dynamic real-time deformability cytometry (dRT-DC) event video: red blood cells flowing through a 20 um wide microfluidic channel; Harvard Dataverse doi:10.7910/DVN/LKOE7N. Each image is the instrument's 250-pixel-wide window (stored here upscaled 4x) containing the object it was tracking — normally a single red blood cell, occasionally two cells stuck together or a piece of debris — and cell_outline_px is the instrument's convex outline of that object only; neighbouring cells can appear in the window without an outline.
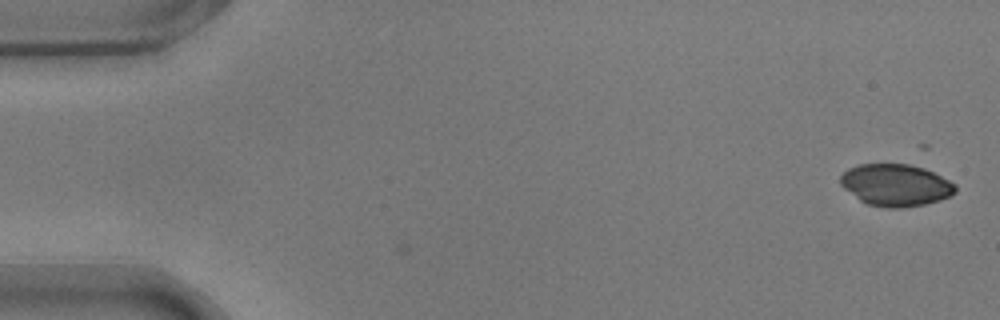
{"species": "common noctule bat (a hibernating species)", "species_latin": "Nyctalus noctula", "temperature_condition": "warm", "stored_images_in_passage": 2, "camera_frame_rate_fps": 3000, "um_per_image_px": 0.085, "animal": {"sex": "male", "body_mass_g": 17.9}, "frame": {"image": 1, "passage_image": 2, "time_ms": 0.333, "image_size_px": [1000, 320], "cell_outline_px": [[956, 192], [940, 200], [924, 204], [900, 208], [888, 208], [868, 204], [860, 200], [844, 188], [840, 184], [840, 176], [848, 168], [860, 164], [908, 164], [924, 168], [956, 184]], "centroid_in_image_um": [76.12, 15.73], "position_along_channel_um": 8.9, "area_um2": 27.92}}